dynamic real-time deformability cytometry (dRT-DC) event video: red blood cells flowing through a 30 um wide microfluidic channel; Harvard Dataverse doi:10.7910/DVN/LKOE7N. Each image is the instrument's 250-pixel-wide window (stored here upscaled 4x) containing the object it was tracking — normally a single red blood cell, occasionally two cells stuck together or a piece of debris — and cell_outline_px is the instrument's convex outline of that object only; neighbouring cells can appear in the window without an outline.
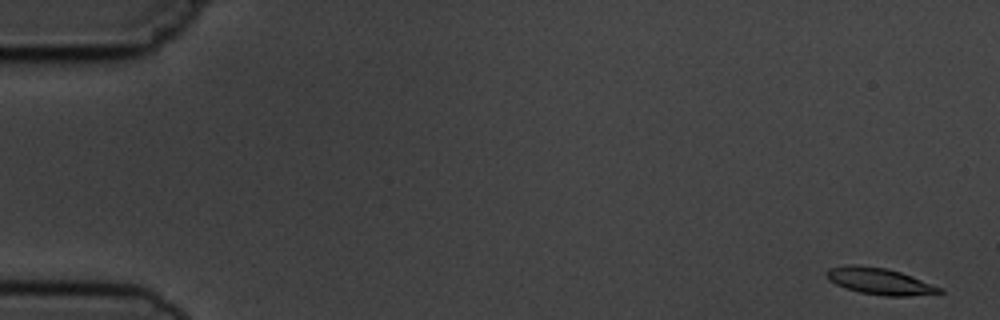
{"species": "common noctule bat (a hibernating species)", "species_latin": "Nyctalus noctula", "temperature_condition": "cold", "stored_images_in_passage": 6, "segment_of_instrument_passage": [1, 2], "camera_frame_rate_fps": 3000, "um_per_image_px": 0.085, "animal": {"sex": "male", "body_mass_g": 19.5, "forearm_length_mm": 54.6}, "frame": {"image": 1, "passage_image": 1, "time_ms": 0.0, "image_size_px": [1000, 320], "cell_outline_px": [[944, 292], [908, 296], [884, 296], [860, 292], [844, 288], [828, 280], [824, 276], [824, 272], [828, 268], [848, 264], [860, 264], [888, 268], [912, 276], [944, 288]], "centroid_in_image_um": [74.72, 23.88], "position_along_channel_um": 10.3, "area_um2": 17.86}}
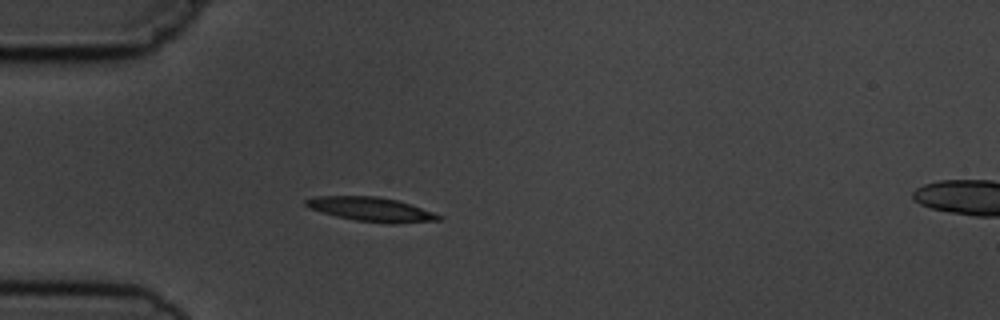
{"frame": {"image": 2, "passage_image": 5, "time_ms": 4.667, "image_size_px": [1000, 320], "cell_outline_px": [[444, 216], [440, 220], [396, 224], [388, 224], [356, 220], [336, 216], [308, 208], [304, 204], [304, 200], [312, 196], [376, 196], [396, 200]], "centroid_in_image_um": [31.51, 17.8], "position_along_channel_um": 53.5, "area_um2": 18.67}}